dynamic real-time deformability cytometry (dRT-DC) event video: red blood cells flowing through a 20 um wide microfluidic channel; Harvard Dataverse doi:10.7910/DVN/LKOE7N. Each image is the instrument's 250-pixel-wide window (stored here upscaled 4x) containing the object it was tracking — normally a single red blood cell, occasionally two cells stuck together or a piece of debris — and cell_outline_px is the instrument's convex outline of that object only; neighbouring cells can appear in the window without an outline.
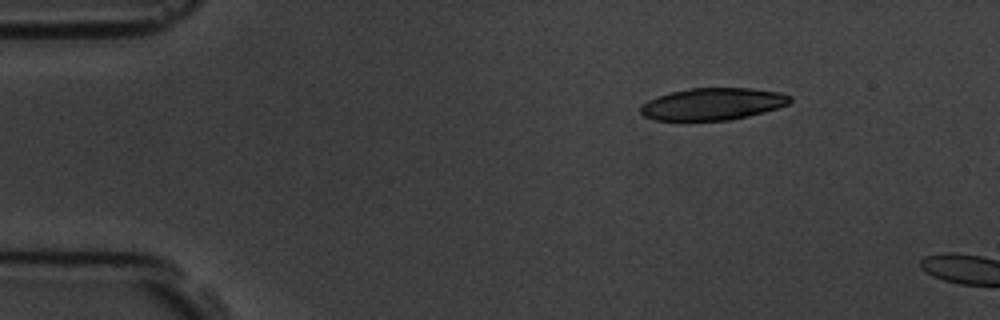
{"species": "common noctule bat (a hibernating species)", "species_latin": "Nyctalus noctula", "temperature_condition": "room temperature", "stored_images_in_passage": 2, "camera_frame_rate_fps": 3000, "um_per_image_px": 0.085, "animal": {"sex": "male", "body_mass_g": 19.5, "forearm_length_mm": 54.6}, "frame": {"image": 1, "passage_image": 1, "time_ms": 0.0, "image_size_px": [1000, 320], "cell_outline_px": [[792, 100], [788, 104], [764, 112], [748, 116], [728, 120], [656, 120], [644, 116], [640, 112], [640, 108], [648, 100], [656, 96], [688, 88], [752, 88], [780, 92], [792, 96]], "centroid_in_image_um": [60.6, 8.83], "position_along_channel_um": 24.4, "area_um2": 27.86}}